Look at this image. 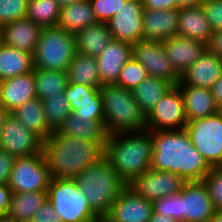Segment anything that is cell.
<instances>
[{"instance_id":"6da1fadb","label":"cell","mask_w":222,"mask_h":222,"mask_svg":"<svg viewBox=\"0 0 222 222\" xmlns=\"http://www.w3.org/2000/svg\"><path fill=\"white\" fill-rule=\"evenodd\" d=\"M153 142L151 169L167 171L185 181H202L211 166L192 145L186 129L150 131Z\"/></svg>"},{"instance_id":"7a4b0ae2","label":"cell","mask_w":222,"mask_h":222,"mask_svg":"<svg viewBox=\"0 0 222 222\" xmlns=\"http://www.w3.org/2000/svg\"><path fill=\"white\" fill-rule=\"evenodd\" d=\"M42 152L53 178H74L104 157V145L55 130L43 141Z\"/></svg>"},{"instance_id":"3957f363","label":"cell","mask_w":222,"mask_h":222,"mask_svg":"<svg viewBox=\"0 0 222 222\" xmlns=\"http://www.w3.org/2000/svg\"><path fill=\"white\" fill-rule=\"evenodd\" d=\"M153 150L149 130L109 134L104 145V157L128 185L135 177L151 168Z\"/></svg>"},{"instance_id":"277c9868","label":"cell","mask_w":222,"mask_h":222,"mask_svg":"<svg viewBox=\"0 0 222 222\" xmlns=\"http://www.w3.org/2000/svg\"><path fill=\"white\" fill-rule=\"evenodd\" d=\"M74 179L98 216H105L109 212L112 203L127 186L105 157L88 166Z\"/></svg>"},{"instance_id":"5b68a950","label":"cell","mask_w":222,"mask_h":222,"mask_svg":"<svg viewBox=\"0 0 222 222\" xmlns=\"http://www.w3.org/2000/svg\"><path fill=\"white\" fill-rule=\"evenodd\" d=\"M104 124L108 134L146 130V115L136 102L133 91L116 84L100 88Z\"/></svg>"},{"instance_id":"8992f818","label":"cell","mask_w":222,"mask_h":222,"mask_svg":"<svg viewBox=\"0 0 222 222\" xmlns=\"http://www.w3.org/2000/svg\"><path fill=\"white\" fill-rule=\"evenodd\" d=\"M76 54V37L59 26L42 28L33 57L36 69L67 72Z\"/></svg>"},{"instance_id":"52a82bcc","label":"cell","mask_w":222,"mask_h":222,"mask_svg":"<svg viewBox=\"0 0 222 222\" xmlns=\"http://www.w3.org/2000/svg\"><path fill=\"white\" fill-rule=\"evenodd\" d=\"M48 201L62 222H88L98 215L90 208L74 178H51Z\"/></svg>"},{"instance_id":"ba28073f","label":"cell","mask_w":222,"mask_h":222,"mask_svg":"<svg viewBox=\"0 0 222 222\" xmlns=\"http://www.w3.org/2000/svg\"><path fill=\"white\" fill-rule=\"evenodd\" d=\"M192 145L211 167H222V118L214 115L188 121Z\"/></svg>"},{"instance_id":"9c48e42d","label":"cell","mask_w":222,"mask_h":222,"mask_svg":"<svg viewBox=\"0 0 222 222\" xmlns=\"http://www.w3.org/2000/svg\"><path fill=\"white\" fill-rule=\"evenodd\" d=\"M51 178L43 152L16 157L8 187L14 193L47 191Z\"/></svg>"},{"instance_id":"30bf717a","label":"cell","mask_w":222,"mask_h":222,"mask_svg":"<svg viewBox=\"0 0 222 222\" xmlns=\"http://www.w3.org/2000/svg\"><path fill=\"white\" fill-rule=\"evenodd\" d=\"M149 131L185 129L187 119L184 101L179 87L173 86L146 116Z\"/></svg>"},{"instance_id":"8fae6325","label":"cell","mask_w":222,"mask_h":222,"mask_svg":"<svg viewBox=\"0 0 222 222\" xmlns=\"http://www.w3.org/2000/svg\"><path fill=\"white\" fill-rule=\"evenodd\" d=\"M132 57L146 68L148 76L164 79L173 86L181 80V75L167 57L162 42L137 41L132 44Z\"/></svg>"},{"instance_id":"7c38bea8","label":"cell","mask_w":222,"mask_h":222,"mask_svg":"<svg viewBox=\"0 0 222 222\" xmlns=\"http://www.w3.org/2000/svg\"><path fill=\"white\" fill-rule=\"evenodd\" d=\"M185 183L182 177L174 173L150 168L135 177L128 186L144 199L153 202L166 196L179 194Z\"/></svg>"},{"instance_id":"4fadbf2b","label":"cell","mask_w":222,"mask_h":222,"mask_svg":"<svg viewBox=\"0 0 222 222\" xmlns=\"http://www.w3.org/2000/svg\"><path fill=\"white\" fill-rule=\"evenodd\" d=\"M43 141L10 113L0 131V150L15 157H27L42 152Z\"/></svg>"},{"instance_id":"5bb4252c","label":"cell","mask_w":222,"mask_h":222,"mask_svg":"<svg viewBox=\"0 0 222 222\" xmlns=\"http://www.w3.org/2000/svg\"><path fill=\"white\" fill-rule=\"evenodd\" d=\"M142 0H127L106 24L114 40L131 44L144 40Z\"/></svg>"},{"instance_id":"9a60e30c","label":"cell","mask_w":222,"mask_h":222,"mask_svg":"<svg viewBox=\"0 0 222 222\" xmlns=\"http://www.w3.org/2000/svg\"><path fill=\"white\" fill-rule=\"evenodd\" d=\"M215 209L206 184L186 181L180 192V221L209 222Z\"/></svg>"},{"instance_id":"2e32d148","label":"cell","mask_w":222,"mask_h":222,"mask_svg":"<svg viewBox=\"0 0 222 222\" xmlns=\"http://www.w3.org/2000/svg\"><path fill=\"white\" fill-rule=\"evenodd\" d=\"M152 213L153 202L144 199L127 185L105 217L110 222H148Z\"/></svg>"},{"instance_id":"e0dca14e","label":"cell","mask_w":222,"mask_h":222,"mask_svg":"<svg viewBox=\"0 0 222 222\" xmlns=\"http://www.w3.org/2000/svg\"><path fill=\"white\" fill-rule=\"evenodd\" d=\"M132 58V44L114 40L96 57L102 85L116 84L124 64Z\"/></svg>"},{"instance_id":"ac0fdd59","label":"cell","mask_w":222,"mask_h":222,"mask_svg":"<svg viewBox=\"0 0 222 222\" xmlns=\"http://www.w3.org/2000/svg\"><path fill=\"white\" fill-rule=\"evenodd\" d=\"M37 97L33 71L0 81V106L10 113Z\"/></svg>"},{"instance_id":"d6986e66","label":"cell","mask_w":222,"mask_h":222,"mask_svg":"<svg viewBox=\"0 0 222 222\" xmlns=\"http://www.w3.org/2000/svg\"><path fill=\"white\" fill-rule=\"evenodd\" d=\"M179 9L143 10V35L146 41L163 42L177 36Z\"/></svg>"},{"instance_id":"ffe728a7","label":"cell","mask_w":222,"mask_h":222,"mask_svg":"<svg viewBox=\"0 0 222 222\" xmlns=\"http://www.w3.org/2000/svg\"><path fill=\"white\" fill-rule=\"evenodd\" d=\"M222 75V59L207 48L201 56L181 75L185 85L211 89Z\"/></svg>"},{"instance_id":"44dd1931","label":"cell","mask_w":222,"mask_h":222,"mask_svg":"<svg viewBox=\"0 0 222 222\" xmlns=\"http://www.w3.org/2000/svg\"><path fill=\"white\" fill-rule=\"evenodd\" d=\"M42 27L28 18L1 26L2 43L21 51L34 53Z\"/></svg>"},{"instance_id":"7402d4cb","label":"cell","mask_w":222,"mask_h":222,"mask_svg":"<svg viewBox=\"0 0 222 222\" xmlns=\"http://www.w3.org/2000/svg\"><path fill=\"white\" fill-rule=\"evenodd\" d=\"M162 44L167 57L180 75H182L206 49L204 43L181 36H173L163 41Z\"/></svg>"},{"instance_id":"603a6c76","label":"cell","mask_w":222,"mask_h":222,"mask_svg":"<svg viewBox=\"0 0 222 222\" xmlns=\"http://www.w3.org/2000/svg\"><path fill=\"white\" fill-rule=\"evenodd\" d=\"M184 101V112L187 121L204 118L217 113L211 89L185 85L181 80L177 83Z\"/></svg>"},{"instance_id":"cb8c5ba5","label":"cell","mask_w":222,"mask_h":222,"mask_svg":"<svg viewBox=\"0 0 222 222\" xmlns=\"http://www.w3.org/2000/svg\"><path fill=\"white\" fill-rule=\"evenodd\" d=\"M213 34L202 5L179 8L177 36L197 40L205 45Z\"/></svg>"},{"instance_id":"d4e9b609","label":"cell","mask_w":222,"mask_h":222,"mask_svg":"<svg viewBox=\"0 0 222 222\" xmlns=\"http://www.w3.org/2000/svg\"><path fill=\"white\" fill-rule=\"evenodd\" d=\"M90 0H79L60 8L58 26L71 34L97 23Z\"/></svg>"},{"instance_id":"484cf974","label":"cell","mask_w":222,"mask_h":222,"mask_svg":"<svg viewBox=\"0 0 222 222\" xmlns=\"http://www.w3.org/2000/svg\"><path fill=\"white\" fill-rule=\"evenodd\" d=\"M11 113L42 141L54 131L47 123L43 102L37 97L28 100Z\"/></svg>"},{"instance_id":"4316f807","label":"cell","mask_w":222,"mask_h":222,"mask_svg":"<svg viewBox=\"0 0 222 222\" xmlns=\"http://www.w3.org/2000/svg\"><path fill=\"white\" fill-rule=\"evenodd\" d=\"M76 52L97 57L112 41L106 23L97 22L79 31L76 35Z\"/></svg>"},{"instance_id":"83f0119b","label":"cell","mask_w":222,"mask_h":222,"mask_svg":"<svg viewBox=\"0 0 222 222\" xmlns=\"http://www.w3.org/2000/svg\"><path fill=\"white\" fill-rule=\"evenodd\" d=\"M58 131L65 136L100 142L103 145H105L109 135L104 121H86V119L79 118L73 113L67 117Z\"/></svg>"},{"instance_id":"f1b7e54d","label":"cell","mask_w":222,"mask_h":222,"mask_svg":"<svg viewBox=\"0 0 222 222\" xmlns=\"http://www.w3.org/2000/svg\"><path fill=\"white\" fill-rule=\"evenodd\" d=\"M32 53L5 45L0 46V81L33 71Z\"/></svg>"},{"instance_id":"f546056e","label":"cell","mask_w":222,"mask_h":222,"mask_svg":"<svg viewBox=\"0 0 222 222\" xmlns=\"http://www.w3.org/2000/svg\"><path fill=\"white\" fill-rule=\"evenodd\" d=\"M68 82L101 88L96 57L76 52L74 59L67 68Z\"/></svg>"},{"instance_id":"4dcf8cb0","label":"cell","mask_w":222,"mask_h":222,"mask_svg":"<svg viewBox=\"0 0 222 222\" xmlns=\"http://www.w3.org/2000/svg\"><path fill=\"white\" fill-rule=\"evenodd\" d=\"M172 87L173 85L164 79L147 76L132 91L141 111L147 116Z\"/></svg>"},{"instance_id":"1f68e13d","label":"cell","mask_w":222,"mask_h":222,"mask_svg":"<svg viewBox=\"0 0 222 222\" xmlns=\"http://www.w3.org/2000/svg\"><path fill=\"white\" fill-rule=\"evenodd\" d=\"M47 200V191L12 192L10 206L6 214L15 218L18 222H29L32 220L36 210Z\"/></svg>"},{"instance_id":"d6a6232c","label":"cell","mask_w":222,"mask_h":222,"mask_svg":"<svg viewBox=\"0 0 222 222\" xmlns=\"http://www.w3.org/2000/svg\"><path fill=\"white\" fill-rule=\"evenodd\" d=\"M35 90L37 98L41 101L49 96L65 94L67 87V72L43 70L34 68Z\"/></svg>"},{"instance_id":"836d02e7","label":"cell","mask_w":222,"mask_h":222,"mask_svg":"<svg viewBox=\"0 0 222 222\" xmlns=\"http://www.w3.org/2000/svg\"><path fill=\"white\" fill-rule=\"evenodd\" d=\"M26 18L42 28L58 26L60 7L55 0H29Z\"/></svg>"},{"instance_id":"e575fe53","label":"cell","mask_w":222,"mask_h":222,"mask_svg":"<svg viewBox=\"0 0 222 222\" xmlns=\"http://www.w3.org/2000/svg\"><path fill=\"white\" fill-rule=\"evenodd\" d=\"M48 125L55 131L72 113L71 104L65 94L49 96L42 100Z\"/></svg>"},{"instance_id":"d590c367","label":"cell","mask_w":222,"mask_h":222,"mask_svg":"<svg viewBox=\"0 0 222 222\" xmlns=\"http://www.w3.org/2000/svg\"><path fill=\"white\" fill-rule=\"evenodd\" d=\"M65 96L71 104V110H76V105L102 104L99 88L83 84L68 83Z\"/></svg>"},{"instance_id":"8d00e7d4","label":"cell","mask_w":222,"mask_h":222,"mask_svg":"<svg viewBox=\"0 0 222 222\" xmlns=\"http://www.w3.org/2000/svg\"><path fill=\"white\" fill-rule=\"evenodd\" d=\"M147 76L146 68L132 57L122 67L116 85L132 90Z\"/></svg>"},{"instance_id":"74e56055","label":"cell","mask_w":222,"mask_h":222,"mask_svg":"<svg viewBox=\"0 0 222 222\" xmlns=\"http://www.w3.org/2000/svg\"><path fill=\"white\" fill-rule=\"evenodd\" d=\"M29 0H0V26L26 17Z\"/></svg>"},{"instance_id":"f35d334b","label":"cell","mask_w":222,"mask_h":222,"mask_svg":"<svg viewBox=\"0 0 222 222\" xmlns=\"http://www.w3.org/2000/svg\"><path fill=\"white\" fill-rule=\"evenodd\" d=\"M215 210H222V167H212L203 178Z\"/></svg>"},{"instance_id":"ab89813d","label":"cell","mask_w":222,"mask_h":222,"mask_svg":"<svg viewBox=\"0 0 222 222\" xmlns=\"http://www.w3.org/2000/svg\"><path fill=\"white\" fill-rule=\"evenodd\" d=\"M127 0H90L98 22L106 23L115 15Z\"/></svg>"},{"instance_id":"60d3db41","label":"cell","mask_w":222,"mask_h":222,"mask_svg":"<svg viewBox=\"0 0 222 222\" xmlns=\"http://www.w3.org/2000/svg\"><path fill=\"white\" fill-rule=\"evenodd\" d=\"M153 213L180 221V193L153 201Z\"/></svg>"},{"instance_id":"b9f144b4","label":"cell","mask_w":222,"mask_h":222,"mask_svg":"<svg viewBox=\"0 0 222 222\" xmlns=\"http://www.w3.org/2000/svg\"><path fill=\"white\" fill-rule=\"evenodd\" d=\"M201 5L212 31L222 30V0H204Z\"/></svg>"},{"instance_id":"7bdbcfd3","label":"cell","mask_w":222,"mask_h":222,"mask_svg":"<svg viewBox=\"0 0 222 222\" xmlns=\"http://www.w3.org/2000/svg\"><path fill=\"white\" fill-rule=\"evenodd\" d=\"M72 113L86 121H104L102 104L76 105V110Z\"/></svg>"},{"instance_id":"ee69618b","label":"cell","mask_w":222,"mask_h":222,"mask_svg":"<svg viewBox=\"0 0 222 222\" xmlns=\"http://www.w3.org/2000/svg\"><path fill=\"white\" fill-rule=\"evenodd\" d=\"M31 222H62L60 215L47 200L33 215Z\"/></svg>"},{"instance_id":"f6af8a7d","label":"cell","mask_w":222,"mask_h":222,"mask_svg":"<svg viewBox=\"0 0 222 222\" xmlns=\"http://www.w3.org/2000/svg\"><path fill=\"white\" fill-rule=\"evenodd\" d=\"M16 157L0 150V184H8Z\"/></svg>"},{"instance_id":"bcb514c9","label":"cell","mask_w":222,"mask_h":222,"mask_svg":"<svg viewBox=\"0 0 222 222\" xmlns=\"http://www.w3.org/2000/svg\"><path fill=\"white\" fill-rule=\"evenodd\" d=\"M142 5L149 10L179 9L177 0H142Z\"/></svg>"},{"instance_id":"7dc6e473","label":"cell","mask_w":222,"mask_h":222,"mask_svg":"<svg viewBox=\"0 0 222 222\" xmlns=\"http://www.w3.org/2000/svg\"><path fill=\"white\" fill-rule=\"evenodd\" d=\"M206 48L222 59V30L214 31Z\"/></svg>"},{"instance_id":"c3c4849f","label":"cell","mask_w":222,"mask_h":222,"mask_svg":"<svg viewBox=\"0 0 222 222\" xmlns=\"http://www.w3.org/2000/svg\"><path fill=\"white\" fill-rule=\"evenodd\" d=\"M12 191L8 187V184H0V215L6 214L10 202H11Z\"/></svg>"},{"instance_id":"681fc988","label":"cell","mask_w":222,"mask_h":222,"mask_svg":"<svg viewBox=\"0 0 222 222\" xmlns=\"http://www.w3.org/2000/svg\"><path fill=\"white\" fill-rule=\"evenodd\" d=\"M212 95L217 106L222 104V75L211 87Z\"/></svg>"},{"instance_id":"f907efd6","label":"cell","mask_w":222,"mask_h":222,"mask_svg":"<svg viewBox=\"0 0 222 222\" xmlns=\"http://www.w3.org/2000/svg\"><path fill=\"white\" fill-rule=\"evenodd\" d=\"M148 222H181L173 218H169L164 215L152 213L151 218Z\"/></svg>"},{"instance_id":"816d5d0a","label":"cell","mask_w":222,"mask_h":222,"mask_svg":"<svg viewBox=\"0 0 222 222\" xmlns=\"http://www.w3.org/2000/svg\"><path fill=\"white\" fill-rule=\"evenodd\" d=\"M204 0H177L179 8L183 7H195L202 4Z\"/></svg>"},{"instance_id":"f5cc1de1","label":"cell","mask_w":222,"mask_h":222,"mask_svg":"<svg viewBox=\"0 0 222 222\" xmlns=\"http://www.w3.org/2000/svg\"><path fill=\"white\" fill-rule=\"evenodd\" d=\"M9 114H10L9 111L5 110L2 106H0V131L2 130L6 118L8 117Z\"/></svg>"},{"instance_id":"db71d44e","label":"cell","mask_w":222,"mask_h":222,"mask_svg":"<svg viewBox=\"0 0 222 222\" xmlns=\"http://www.w3.org/2000/svg\"><path fill=\"white\" fill-rule=\"evenodd\" d=\"M209 222H222V210H215Z\"/></svg>"},{"instance_id":"11a10c76","label":"cell","mask_w":222,"mask_h":222,"mask_svg":"<svg viewBox=\"0 0 222 222\" xmlns=\"http://www.w3.org/2000/svg\"><path fill=\"white\" fill-rule=\"evenodd\" d=\"M55 1L57 2L58 6L60 8H62L64 6H67V5H70V4L74 3V2H77L79 0H55Z\"/></svg>"},{"instance_id":"9f6ffc18","label":"cell","mask_w":222,"mask_h":222,"mask_svg":"<svg viewBox=\"0 0 222 222\" xmlns=\"http://www.w3.org/2000/svg\"><path fill=\"white\" fill-rule=\"evenodd\" d=\"M0 222H18L15 218L8 216L7 214L0 215Z\"/></svg>"},{"instance_id":"6f0895ef","label":"cell","mask_w":222,"mask_h":222,"mask_svg":"<svg viewBox=\"0 0 222 222\" xmlns=\"http://www.w3.org/2000/svg\"><path fill=\"white\" fill-rule=\"evenodd\" d=\"M88 222H110L105 216H98L95 219Z\"/></svg>"},{"instance_id":"680465c9","label":"cell","mask_w":222,"mask_h":222,"mask_svg":"<svg viewBox=\"0 0 222 222\" xmlns=\"http://www.w3.org/2000/svg\"><path fill=\"white\" fill-rule=\"evenodd\" d=\"M217 114L222 118V104L218 106Z\"/></svg>"},{"instance_id":"91938a15","label":"cell","mask_w":222,"mask_h":222,"mask_svg":"<svg viewBox=\"0 0 222 222\" xmlns=\"http://www.w3.org/2000/svg\"><path fill=\"white\" fill-rule=\"evenodd\" d=\"M2 44V32H1V26H0V46Z\"/></svg>"}]
</instances>
